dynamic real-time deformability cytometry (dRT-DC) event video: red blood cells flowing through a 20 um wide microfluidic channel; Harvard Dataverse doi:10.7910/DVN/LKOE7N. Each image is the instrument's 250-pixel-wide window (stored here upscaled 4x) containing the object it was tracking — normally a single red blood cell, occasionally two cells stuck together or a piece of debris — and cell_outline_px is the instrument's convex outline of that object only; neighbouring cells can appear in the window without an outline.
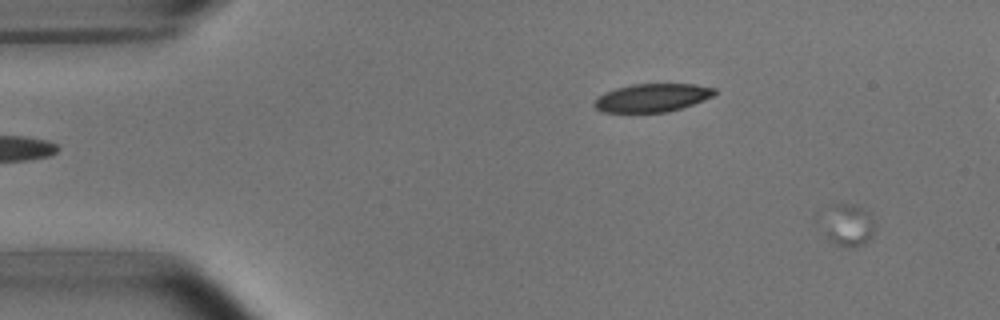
{"species": "common noctule bat (a hibernating species)", "species_latin": "Nyctalus noctula", "temperature_condition": "room temperature", "stored_images_in_passage": 10, "camera_frame_rate_fps": 3000, "um_per_image_px": 0.085, "animal": {"sex": "male", "body_mass_g": 15.6}, "frame": {"image": 1, "passage_image": 1, "time_ms": 0.0, "image_size_px": [1000, 320], "cell_outline_px": [[872, 232], [856, 248], [844, 248], [828, 240], [824, 236], [832, 204], [856, 204], [872, 212]], "centroid_in_image_um": [72.13, 19.14], "position_along_channel_um": 12.9, "area_um2": 12.2}}
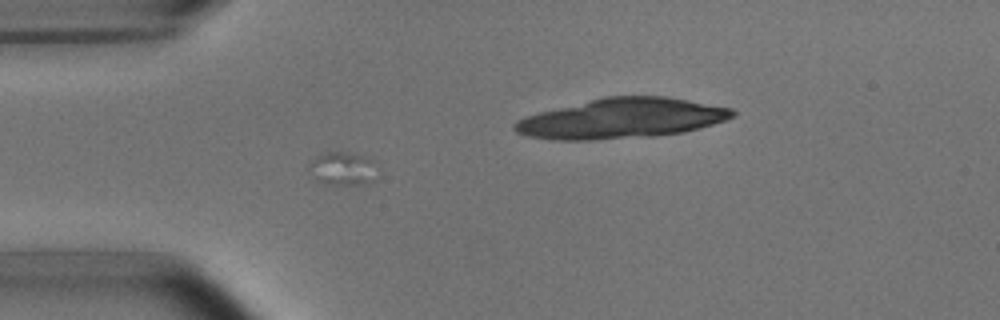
{"frame": {"image": 2, "passage_image": 5, "time_ms": 5.667, "image_size_px": [1000, 320], "cell_outline_px": [[380, 176], [376, 180], [368, 184], [324, 184], [316, 180], [308, 168], [324, 152], [344, 152], [360, 156], [372, 160]], "centroid_in_image_um": [29.22, 14.38], "position_along_channel_um": 55.8, "area_um2": 13.06}}